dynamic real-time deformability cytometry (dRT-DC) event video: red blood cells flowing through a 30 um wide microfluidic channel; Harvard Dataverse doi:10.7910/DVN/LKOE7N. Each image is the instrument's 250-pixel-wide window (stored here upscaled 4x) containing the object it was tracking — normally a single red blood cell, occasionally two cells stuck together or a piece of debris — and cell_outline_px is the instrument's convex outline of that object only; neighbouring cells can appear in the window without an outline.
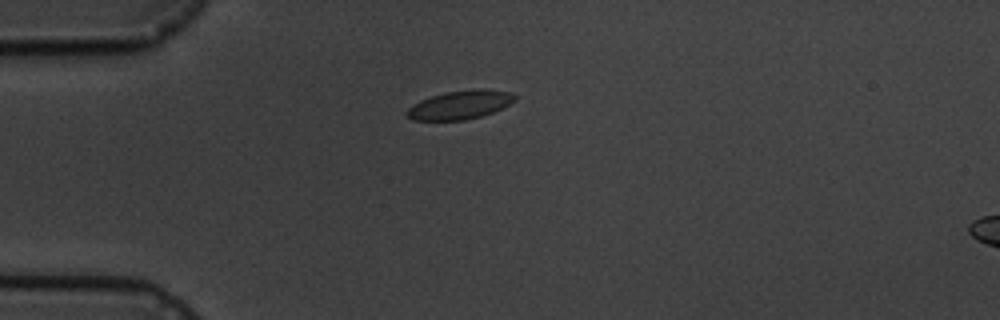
{"species": "common noctule bat (a hibernating species)", "species_latin": "Nyctalus noctula", "temperature_condition": "cold", "stored_images_in_passage": 5, "camera_frame_rate_fps": 3000, "um_per_image_px": 0.085, "animal": {"sex": "male", "body_mass_g": 19.5, "forearm_length_mm": 54.6}, "frame": {"image": 1, "passage_image": 5, "time_ms": 5.333, "image_size_px": [1000, 320], "cell_outline_px": [[516, 100], [492, 112], [480, 116], [464, 120], [412, 120], [404, 112], [412, 104], [420, 100], [444, 92], [476, 88], [480, 88], [508, 92], [516, 96]], "centroid_in_image_um": [39.06, 8.9], "position_along_channel_um": 45.9, "area_um2": 17.92}}